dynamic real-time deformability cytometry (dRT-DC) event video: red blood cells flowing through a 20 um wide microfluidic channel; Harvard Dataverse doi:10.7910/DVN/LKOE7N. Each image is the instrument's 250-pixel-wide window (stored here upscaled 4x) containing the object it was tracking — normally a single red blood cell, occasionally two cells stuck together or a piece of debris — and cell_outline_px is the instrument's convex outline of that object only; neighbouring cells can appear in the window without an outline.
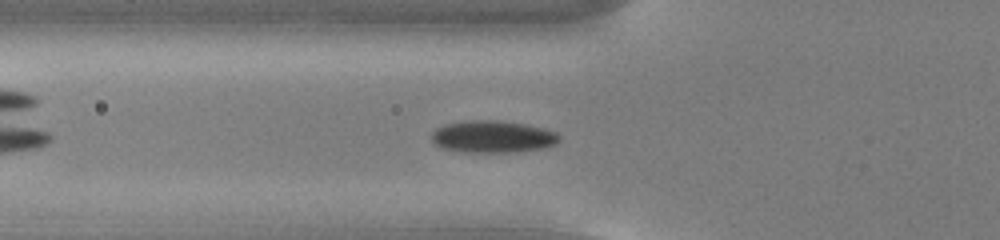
{"species": "common noctule bat (a hibernating species)", "species_latin": "Nyctalus noctula", "temperature_condition": "cold", "stored_images_in_passage": 42, "camera_frame_rate_fps": 3000, "um_per_image_px": 0.085, "animal": {"sex": "male", "body_mass_g": 13.0, "forearm_length_mm": 53.1}, "frame": {"image": 1, "passage_image": 9, "time_ms": 2.667, "image_size_px": [1000, 240], "cell_outline_px": [[560, 140], [556, 144], [544, 148], [512, 152], [460, 152], [440, 148], [432, 140], [432, 132], [436, 128], [444, 124], [464, 120], [500, 120], [524, 124], [544, 128], [556, 132], [560, 136]], "centroid_in_image_um": [41.87, 11.61], "position_along_channel_um": 83.9, "area_um2": 24.16}}
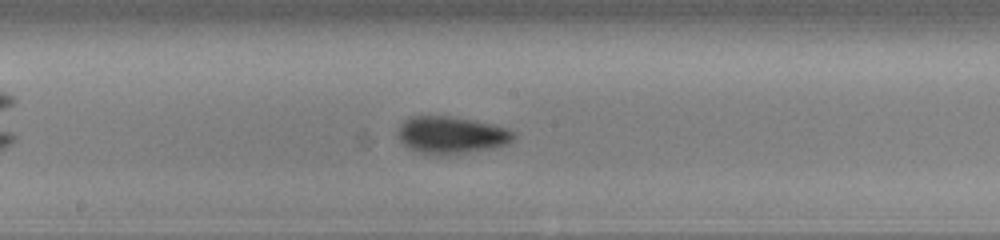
{"frame": {"image": 2, "passage_image": 19, "time_ms": 6.0, "image_size_px": [1000, 240], "cell_outline_px": [[516, 136], [508, 144], [492, 148], [456, 156], [436, 156], [420, 152], [408, 148], [400, 140], [400, 124], [408, 116], [448, 116], [496, 124], [508, 128], [516, 132]], "centroid_in_image_um": [38.42, 11.5], "position_along_channel_um": 209.8, "area_um2": 25.66}}
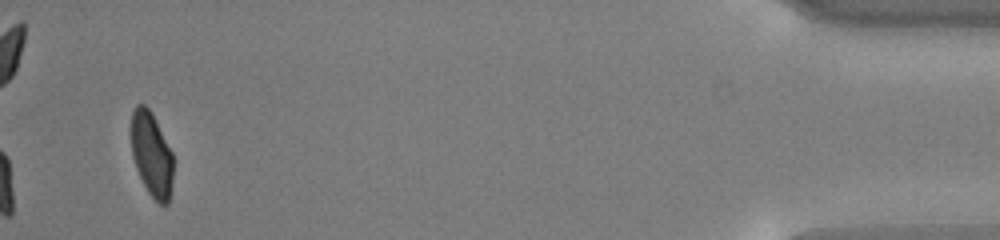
{"frame": {"image": 3, "passage_image": 42, "time_ms": 13.667, "image_size_px": [1000, 240], "cell_outline_px": [[172, 184], [168, 204], [160, 204], [148, 192], [136, 168], [132, 156], [132, 112], [136, 104], [144, 104], [152, 112], [172, 152]], "centroid_in_image_um": [12.89, 13.11], "position_along_channel_um": 422.3, "area_um2": 20.4}, "authors_computed_cell_mechanics": {"area_um2": 23.2934, "velocity_mm_per_s": 3.7706, "shape_relaxation_time_tau1_ms": 2.6278, "shape_relaxation_time_tau2_ms": 6.201, "deformation_change_tau1": 0.0806, "deformation_change_tau2": 0.0682}}